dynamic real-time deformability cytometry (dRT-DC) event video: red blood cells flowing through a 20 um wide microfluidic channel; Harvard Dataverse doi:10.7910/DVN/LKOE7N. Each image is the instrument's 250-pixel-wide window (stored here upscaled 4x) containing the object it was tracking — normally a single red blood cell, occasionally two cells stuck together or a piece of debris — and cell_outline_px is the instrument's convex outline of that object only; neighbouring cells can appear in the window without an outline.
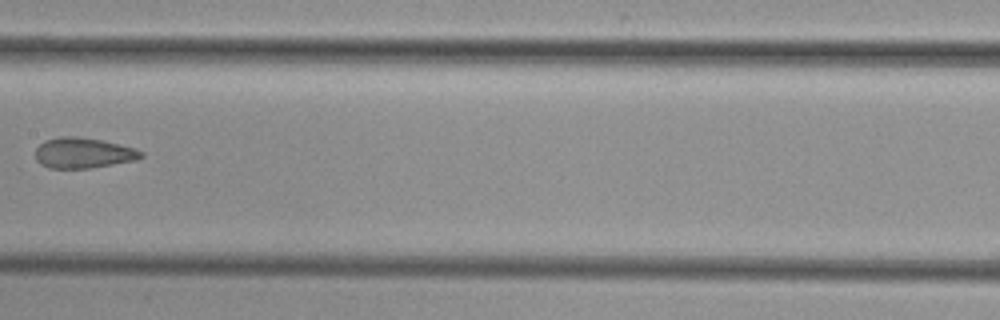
{"species": "common noctule bat (a hibernating species)", "species_latin": "Nyctalus noctula", "temperature_condition": "cold", "stored_images_in_passage": 7, "camera_frame_rate_fps": 3000, "um_per_image_px": 0.085, "animal": {"sex": "female", "body_mass_g": 29.2, "forearm_length_mm": 56.3}, "frame": {"image": 1, "passage_image": 7, "time_ms": 8.0, "image_size_px": [1000, 320], "cell_outline_px": [[144, 156], [136, 160], [88, 168], [48, 168], [40, 164], [36, 160], [36, 148], [44, 140], [60, 136], [76, 136], [100, 140], [132, 148], [144, 152]], "centroid_in_image_um": [7.03, 13.0], "position_along_channel_um": 200.4, "area_um2": 18.61}}